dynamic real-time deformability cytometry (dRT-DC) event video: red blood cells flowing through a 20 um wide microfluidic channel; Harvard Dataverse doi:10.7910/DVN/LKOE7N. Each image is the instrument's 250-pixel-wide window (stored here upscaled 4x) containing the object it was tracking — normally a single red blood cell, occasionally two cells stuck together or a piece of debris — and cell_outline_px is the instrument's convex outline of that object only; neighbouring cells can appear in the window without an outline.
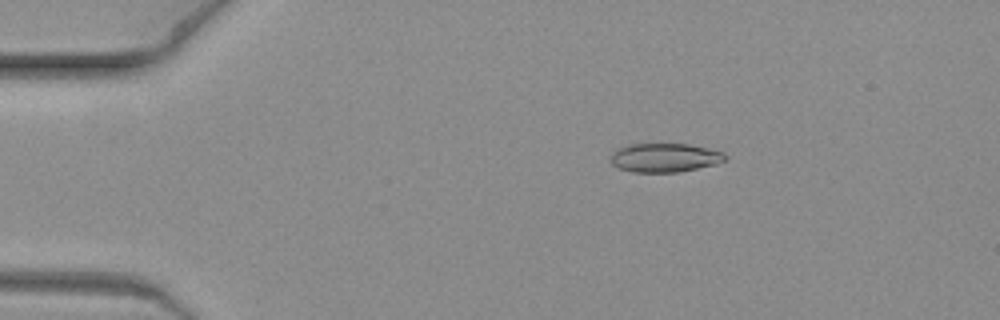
{"species": "common noctule bat (a hibernating species)", "species_latin": "Nyctalus noctula", "temperature_condition": "warm", "stored_images_in_passage": 7, "camera_frame_rate_fps": 3000, "um_per_image_px": 0.085, "animal": {"sex": "female", "body_mass_g": 19.3, "forearm_length_mm": 54.1}, "frame": {"image": 1, "passage_image": 1, "time_ms": 0.0, "image_size_px": [1000, 320], "cell_outline_px": [[728, 156], [724, 160], [716, 164], [676, 172], [632, 172], [620, 168], [612, 164], [612, 152], [616, 148], [628, 144], [688, 144], [708, 148], [724, 152]], "centroid_in_image_um": [56.5, 13.39], "position_along_channel_um": 28.5, "area_um2": 19.19}}
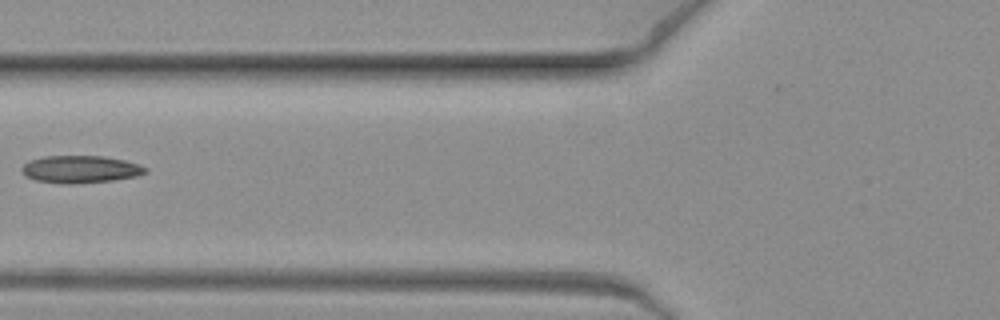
{"frame": {"image": 2, "passage_image": 5, "time_ms": 1.333, "image_size_px": [1000, 320], "cell_outline_px": [[148, 172], [136, 176], [112, 180], [68, 184], [36, 180], [24, 176], [20, 168], [24, 164], [32, 160], [44, 156], [104, 156], [124, 160], [140, 164], [148, 168]], "centroid_in_image_um": [6.85, 14.38], "position_along_channel_um": 119.0, "area_um2": 19.65}}
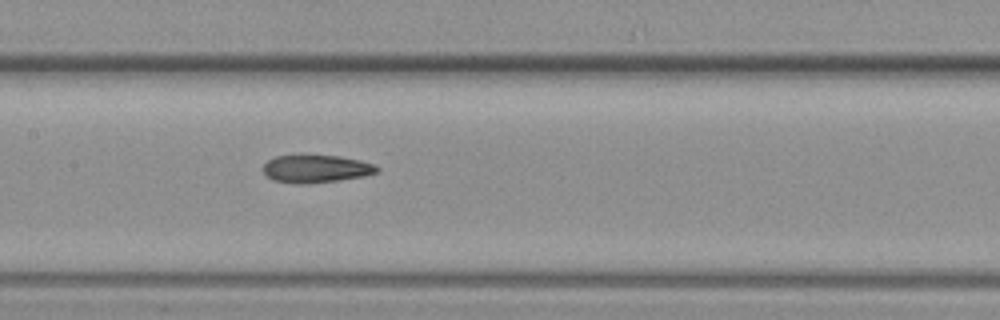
{"frame": {"image": 3, "passage_image": 7, "time_ms": 2.0, "image_size_px": [1000, 320], "cell_outline_px": [[380, 172], [364, 176], [336, 180], [304, 184], [296, 184], [272, 180], [264, 172], [264, 164], [268, 160], [276, 156], [340, 156], [360, 160], [376, 164], [380, 168]], "centroid_in_image_um": [26.91, 14.35], "position_along_channel_um": 180.5, "area_um2": 18.26}}